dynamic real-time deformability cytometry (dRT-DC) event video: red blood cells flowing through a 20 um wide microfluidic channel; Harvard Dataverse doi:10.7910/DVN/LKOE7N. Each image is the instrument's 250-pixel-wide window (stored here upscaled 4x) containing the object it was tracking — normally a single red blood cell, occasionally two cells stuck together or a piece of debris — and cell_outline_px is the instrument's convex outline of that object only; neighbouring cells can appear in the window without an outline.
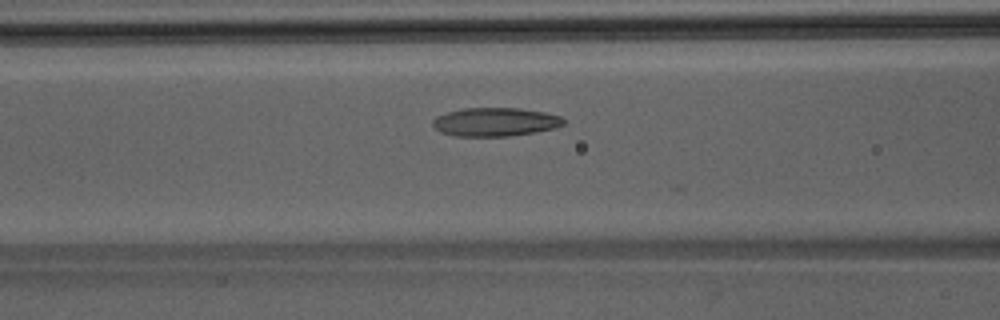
{"species": "Egyptian fruit bat (a non-hibernating species)", "species_latin": "Rousettus aegyptiacus", "temperature_condition": "room temperature", "stored_images_in_passage": 7, "camera_frame_rate_fps": 3000, "um_per_image_px": 0.085, "animal": {"sex": "male"}, "frame": {"image": 1, "passage_image": 6, "time_ms": 1.667, "image_size_px": [1000, 320], "cell_outline_px": [[564, 124], [556, 128], [536, 132], [508, 136], [456, 136], [440, 132], [432, 124], [432, 120], [436, 116], [448, 112], [464, 108], [520, 108], [544, 112], [560, 116], [564, 120]], "centroid_in_image_um": [42.09, 10.36], "position_along_channel_um": 124.5, "area_um2": 21.79}}